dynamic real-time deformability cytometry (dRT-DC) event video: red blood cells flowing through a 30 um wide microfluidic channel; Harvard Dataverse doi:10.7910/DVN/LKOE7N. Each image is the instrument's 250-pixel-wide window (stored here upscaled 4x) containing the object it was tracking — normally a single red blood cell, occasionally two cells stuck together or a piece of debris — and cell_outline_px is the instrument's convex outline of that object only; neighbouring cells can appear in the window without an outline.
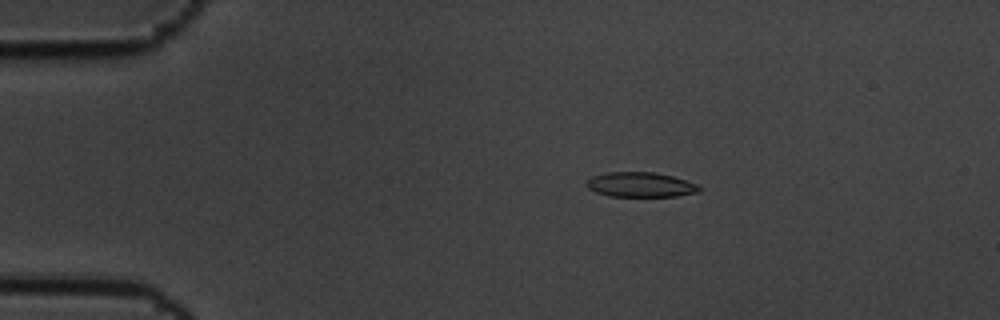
{"species": "common noctule bat (a hibernating species)", "species_latin": "Nyctalus noctula", "temperature_condition": "cold", "stored_images_in_passage": 58, "camera_frame_rate_fps": 3000, "um_per_image_px": 0.085, "animal": {"sex": "male", "body_mass_g": 19.5, "forearm_length_mm": 54.6}, "frame": {"image": 1, "passage_image": 10, "time_ms": 3.0, "image_size_px": [1000, 320], "cell_outline_px": [[700, 192], [676, 196], [608, 196], [596, 192], [588, 188], [584, 184], [592, 176], [604, 172], [656, 172], [672, 176], [696, 184], [700, 188]], "centroid_in_image_um": [54.4, 15.69], "position_along_channel_um": 30.6, "area_um2": 16.3}}
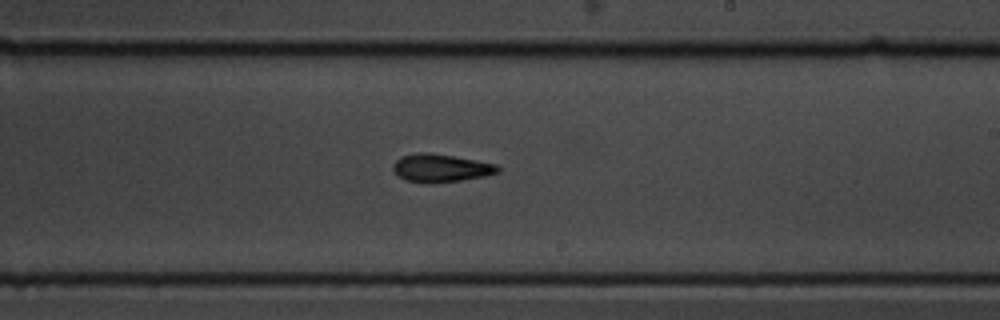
{"frame": {"image": 2, "passage_image": 34, "time_ms": 11.0, "image_size_px": [1000, 320], "cell_outline_px": [[500, 172], [484, 176], [460, 180], [404, 180], [392, 168], [392, 164], [396, 160], [404, 156], [416, 152], [428, 152], [476, 160], [496, 164], [500, 168]], "centroid_in_image_um": [37.5, 14.23], "position_along_channel_um": 251.5, "area_um2": 16.24}}
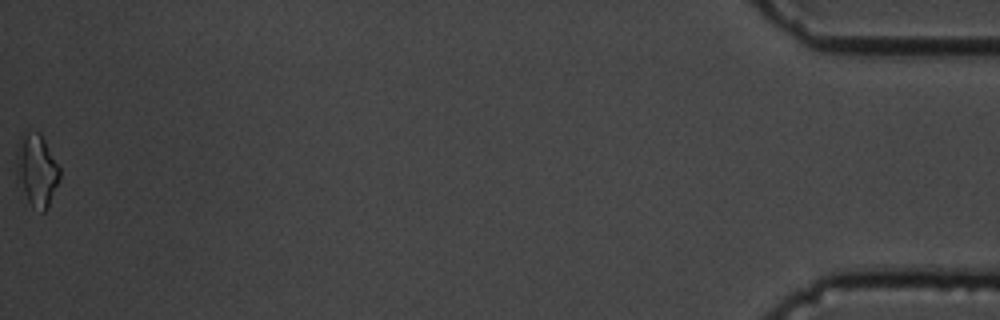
{"frame": {"image": 3, "passage_image": 58, "time_ms": 19.0, "image_size_px": [1000, 320], "cell_outline_px": [[60, 180], [48, 208], [44, 212], [40, 212], [32, 208], [16, 180], [16, 144], [24, 128], [40, 132], [60, 168]], "centroid_in_image_um": [3.09, 14.43], "position_along_channel_um": 432.1, "area_um2": 19.02}, "authors_computed_cell_mechanics": {"area_um2": 16.7909, "velocity_mm_per_s": 3.4338, "shape_relaxation_time_tau1_ms": 3.6759, "shape_relaxation_time_tau2_ms": 8.4211, "deformation_change_tau1": 0.1036, "deformation_change_tau2": 0.1841}}